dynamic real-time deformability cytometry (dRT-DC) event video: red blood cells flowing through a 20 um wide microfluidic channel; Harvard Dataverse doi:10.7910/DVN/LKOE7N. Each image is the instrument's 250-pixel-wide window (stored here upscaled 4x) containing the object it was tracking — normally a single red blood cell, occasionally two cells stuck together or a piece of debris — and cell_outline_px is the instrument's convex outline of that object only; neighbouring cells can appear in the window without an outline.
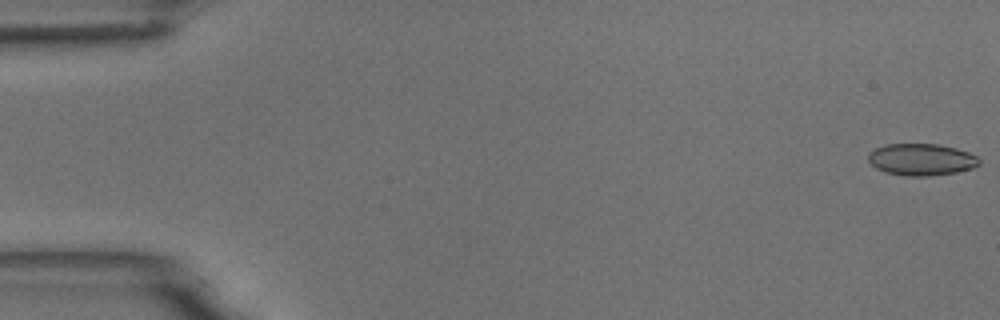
{"species": "common noctule bat (a hibernating species)", "species_latin": "Nyctalus noctula", "temperature_condition": "room temperature", "stored_images_in_passage": 54, "camera_frame_rate_fps": 3000, "um_per_image_px": 0.085, "animal": {"sex": "male", "body_mass_g": 18.8}, "frame": {"image": 1, "passage_image": 1, "time_ms": 0.0, "image_size_px": [1000, 320], "cell_outline_px": [[980, 164], [972, 168], [956, 172], [928, 176], [908, 176], [884, 172], [876, 168], [868, 160], [868, 156], [876, 148], [884, 144], [940, 144], [956, 148], [968, 152], [976, 156], [980, 160]], "centroid_in_image_um": [78.33, 13.56], "position_along_channel_um": 6.7, "area_um2": 20.52}}
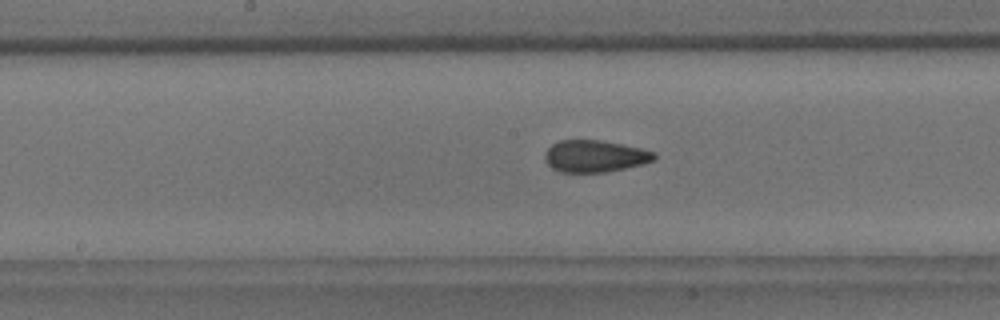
{"frame": {"image": 2, "passage_image": 28, "time_ms": 9.0, "image_size_px": [1000, 320], "cell_outline_px": [[656, 160], [644, 164], [604, 172], [560, 172], [552, 168], [544, 160], [544, 152], [552, 144], [560, 140], [600, 140], [640, 148], [656, 152]], "centroid_in_image_um": [50.55, 13.27], "position_along_channel_um": 197.6, "area_um2": 20.4}}
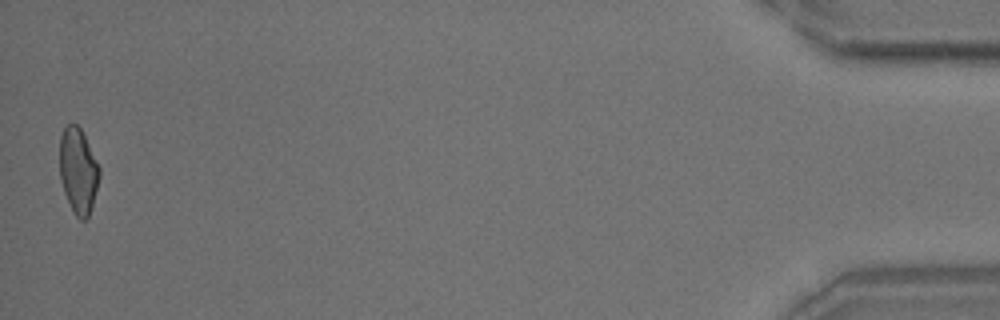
{"frame": {"image": 3, "passage_image": 54, "time_ms": 17.667, "image_size_px": [1000, 320], "cell_outline_px": [[100, 176], [92, 208], [88, 216], [84, 220], [80, 220], [76, 216], [64, 192], [60, 176], [60, 136], [64, 128], [68, 124], [76, 124], [80, 128], [100, 168]], "centroid_in_image_um": [6.65, 14.53], "position_along_channel_um": 428.5, "area_um2": 19.54}, "authors_computed_cell_mechanics": {"area_um2": 20.519, "velocity_mm_per_s": 3.742, "shape_relaxation_time_tau1_ms": 9.0705, "shape_relaxation_time_tau2_ms": 1.2982, "deformation_change_tau1": 0.1704, "deformation_change_tau2": 0.0634}}